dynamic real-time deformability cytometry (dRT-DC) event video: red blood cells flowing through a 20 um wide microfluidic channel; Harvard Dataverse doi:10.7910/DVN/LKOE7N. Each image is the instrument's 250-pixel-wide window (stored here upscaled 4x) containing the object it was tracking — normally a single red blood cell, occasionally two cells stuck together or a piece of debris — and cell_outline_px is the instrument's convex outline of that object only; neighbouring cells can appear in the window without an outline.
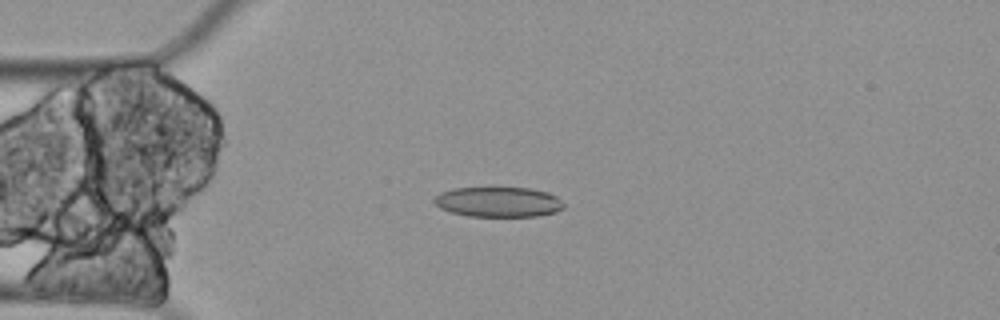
{"species": "Egyptian fruit bat (a non-hibernating species)", "species_latin": "Rousettus aegyptiacus", "temperature_condition": "cold", "stored_images_in_passage": 12, "camera_frame_rate_fps": 3000, "um_per_image_px": 0.085, "animal": {"sex": "female"}, "frame": {"image": 1, "passage_image": 1, "time_ms": 0.0, "image_size_px": [1000, 320], "cell_outline_px": [[564, 208], [556, 212], [536, 216], [468, 216], [452, 212], [440, 208], [432, 200], [440, 192], [452, 188], [528, 188], [548, 192], [556, 196], [564, 204]], "centroid_in_image_um": [42.36, 17.16], "position_along_channel_um": 42.6, "area_um2": 22.66}}
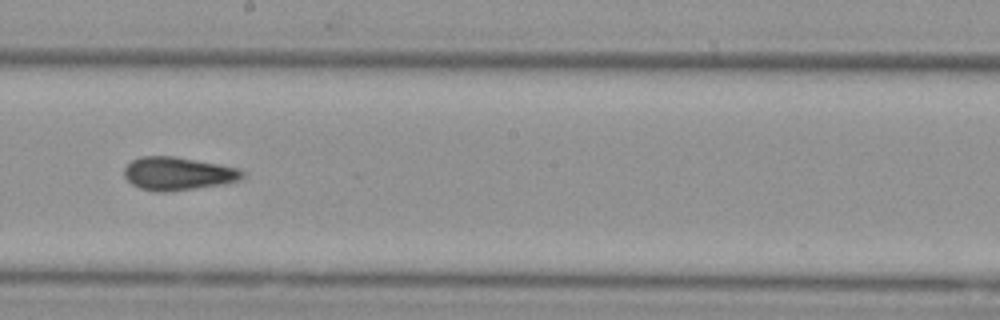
{"frame": {"image": 2, "passage_image": 6, "time_ms": 1.667, "image_size_px": [1000, 320], "cell_outline_px": [[244, 176], [240, 180], [224, 184], [168, 192], [156, 192], [140, 188], [132, 184], [124, 176], [124, 168], [132, 160], [140, 156], [172, 156], [216, 164], [236, 168], [244, 172]], "centroid_in_image_um": [15.09, 14.77], "position_along_channel_um": 233.1, "area_um2": 22.66}}
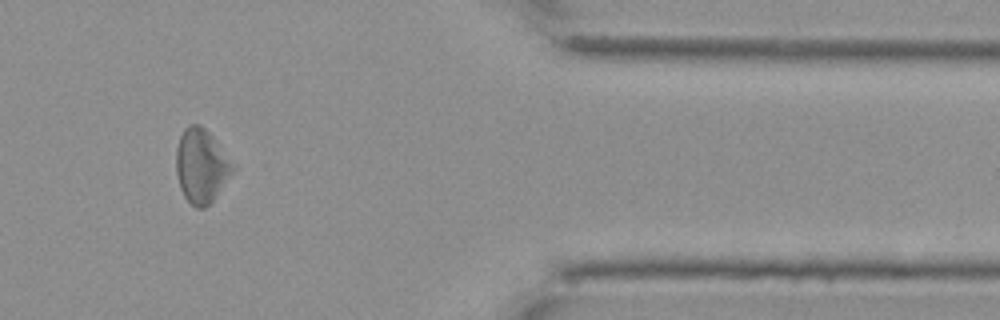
{"frame": {"image": 3, "passage_image": 10, "time_ms": 3.0, "image_size_px": [1000, 320], "cell_outline_px": [[236, 168], [212, 200], [204, 208], [196, 208], [184, 196], [180, 188], [176, 172], [176, 148], [180, 136], [184, 128], [188, 124], [200, 124], [212, 136], [236, 164]], "centroid_in_image_um": [17.11, 14.07], "position_along_channel_um": 394.3, "area_um2": 24.39}}